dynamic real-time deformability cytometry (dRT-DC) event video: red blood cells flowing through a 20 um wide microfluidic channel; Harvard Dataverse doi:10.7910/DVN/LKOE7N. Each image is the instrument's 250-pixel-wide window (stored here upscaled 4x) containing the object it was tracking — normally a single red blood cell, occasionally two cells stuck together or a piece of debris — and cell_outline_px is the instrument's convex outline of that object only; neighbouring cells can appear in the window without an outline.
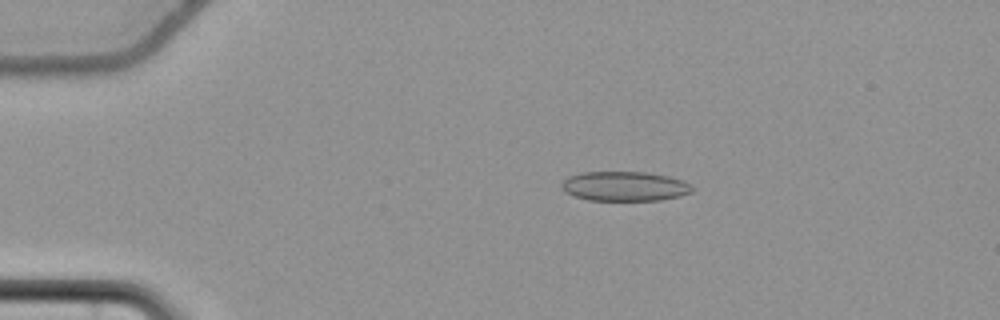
{"species": "common noctule bat (a hibernating species)", "species_latin": "Nyctalus noctula", "temperature_condition": "cold", "stored_images_in_passage": 58, "camera_frame_rate_fps": 3000, "um_per_image_px": 0.085, "animal": {"sex": "female", "body_mass_g": 22.7, "forearm_length_mm": 54.2}, "frame": {"image": 1, "passage_image": 13, "time_ms": 4.0, "image_size_px": [1000, 320], "cell_outline_px": [[696, 188], [692, 192], [680, 196], [660, 200], [588, 200], [564, 192], [560, 184], [568, 176], [580, 172], [644, 172], [668, 176], [684, 180]], "centroid_in_image_um": [53.11, 15.83], "position_along_channel_um": 31.9, "area_um2": 22.66}}
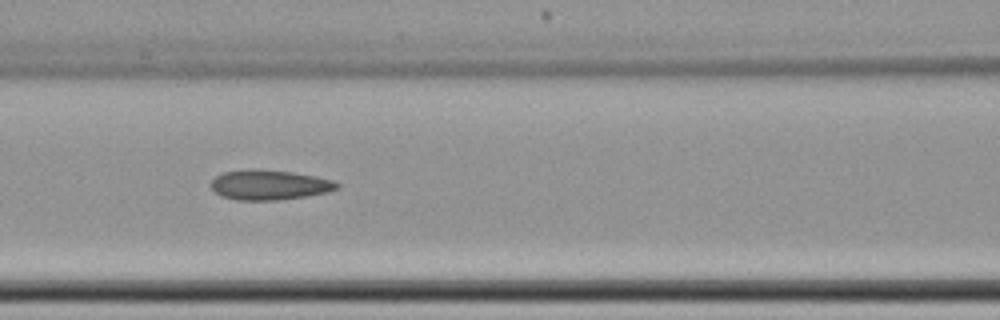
{"frame": {"image": 2, "passage_image": 27, "time_ms": 8.667, "image_size_px": [1000, 320], "cell_outline_px": [[340, 188], [328, 192], [304, 196], [276, 200], [236, 200], [220, 196], [212, 188], [212, 180], [216, 176], [224, 172], [248, 168], [256, 168], [292, 172], [316, 176], [332, 180], [340, 184]], "centroid_in_image_um": [22.9, 15.7], "position_along_channel_um": 143.7, "area_um2": 22.08}}
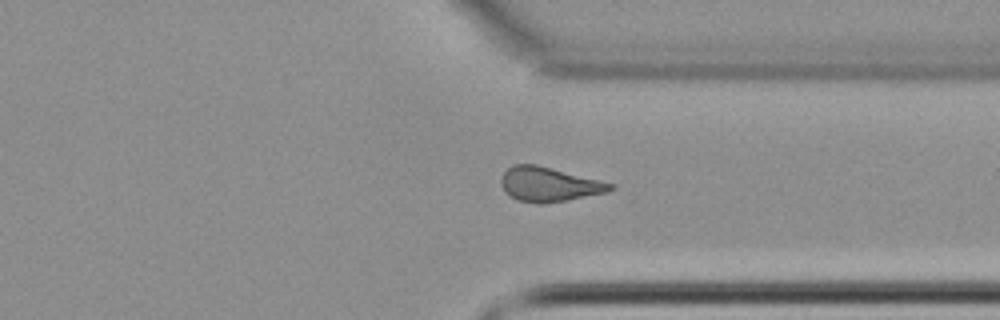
{"frame": {"image": 3, "passage_image": 45, "time_ms": 14.667, "image_size_px": [1000, 320], "cell_outline_px": [[616, 188], [608, 192], [568, 200], [544, 204], [540, 204], [516, 200], [504, 188], [500, 180], [504, 172], [512, 164], [536, 164], [616, 184]], "centroid_in_image_um": [46.71, 15.67], "position_along_channel_um": 364.7, "area_um2": 21.91}, "authors_computed_cell_mechanics": {"area_um2": 22.1085, "velocity_mm_per_s": 3.68, "shape_relaxation_time_tau1_ms": null, "shape_relaxation_time_tau2_ms": 3.2335, "deformation_change_tau1": null, "deformation_change_tau2": 0.1034}}